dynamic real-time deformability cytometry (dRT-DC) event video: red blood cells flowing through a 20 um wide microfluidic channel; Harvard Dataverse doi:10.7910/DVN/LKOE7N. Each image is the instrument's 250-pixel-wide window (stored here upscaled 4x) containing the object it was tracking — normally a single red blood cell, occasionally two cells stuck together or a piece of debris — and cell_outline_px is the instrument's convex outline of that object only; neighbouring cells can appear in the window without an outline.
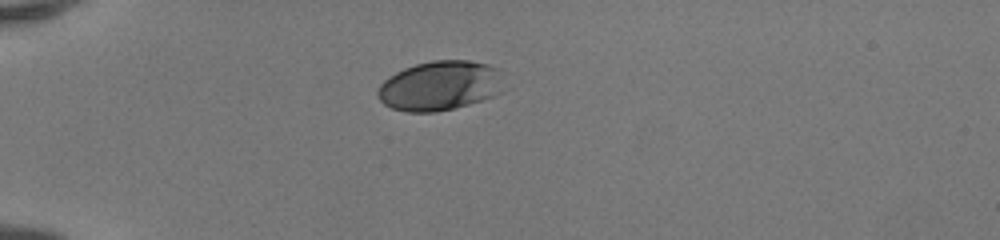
{"species": "human", "species_latin": "Homo sapiens", "temperature_condition": "room temperature", "stored_images_in_passage": 36, "camera_frame_rate_fps": 3000, "um_per_image_px": 0.085, "donor": {"sex": "female"}, "frame": {"image": 1, "passage_image": 1, "time_ms": 0.0, "image_size_px": [1000, 240], "cell_outline_px": [[500, 92], [492, 96], [468, 104], [436, 112], [408, 112], [392, 108], [384, 104], [376, 96], [376, 92], [380, 84], [384, 80], [396, 72], [404, 68], [416, 64], [432, 60], [468, 60], [488, 64], [500, 68]], "centroid_in_image_um": [37.35, 7.27], "position_along_channel_um": 47.7, "area_um2": 36.3}}
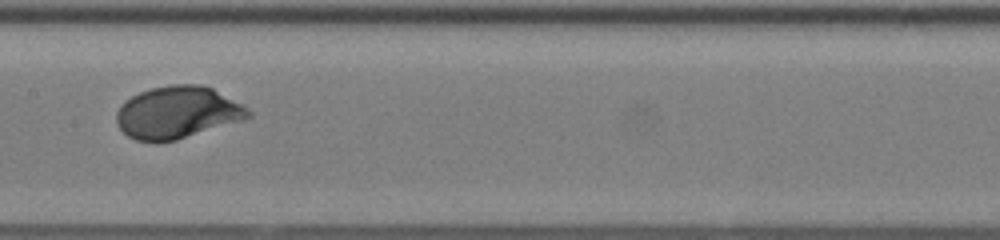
{"frame": {"image": 2, "passage_image": 14, "time_ms": 4.333, "image_size_px": [1000, 240], "cell_outline_px": [[252, 116], [244, 120], [176, 140], [160, 144], [156, 144], [136, 140], [128, 136], [120, 128], [116, 120], [116, 112], [124, 100], [140, 92], [152, 88], [172, 84], [200, 84], [212, 88], [248, 108], [252, 112]], "centroid_in_image_um": [15.07, 9.58], "position_along_channel_um": 192.3, "area_um2": 40.4}}
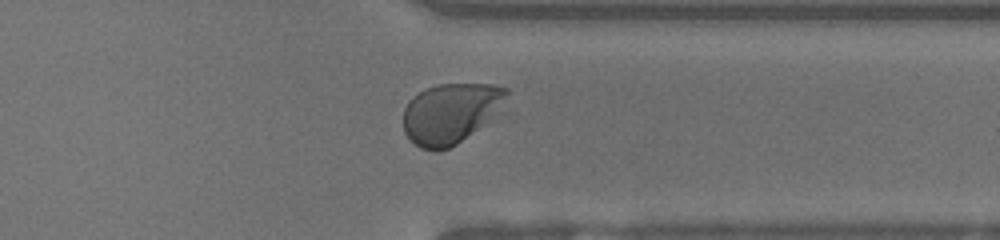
{"frame": {"image": 3, "passage_image": 27, "time_ms": 8.667, "image_size_px": [1000, 240], "cell_outline_px": [[508, 92], [488, 116], [476, 128], [456, 144], [448, 148], [436, 152], [432, 152], [420, 148], [404, 132], [404, 108], [408, 100], [420, 92], [428, 88], [440, 84], [492, 84], [508, 88]], "centroid_in_image_um": [38.17, 9.62], "position_along_channel_um": 373.2, "area_um2": 34.8}, "authors_computed_cell_mechanics": {"area_um2": 38.9572, "velocity_mm_per_s": 4.1658, "shape_relaxation_time_tau1_ms": 2.1318, "shape_relaxation_time_tau2_ms": null, "deformation_change_tau1": 0.1421, "deformation_change_tau2": null}}